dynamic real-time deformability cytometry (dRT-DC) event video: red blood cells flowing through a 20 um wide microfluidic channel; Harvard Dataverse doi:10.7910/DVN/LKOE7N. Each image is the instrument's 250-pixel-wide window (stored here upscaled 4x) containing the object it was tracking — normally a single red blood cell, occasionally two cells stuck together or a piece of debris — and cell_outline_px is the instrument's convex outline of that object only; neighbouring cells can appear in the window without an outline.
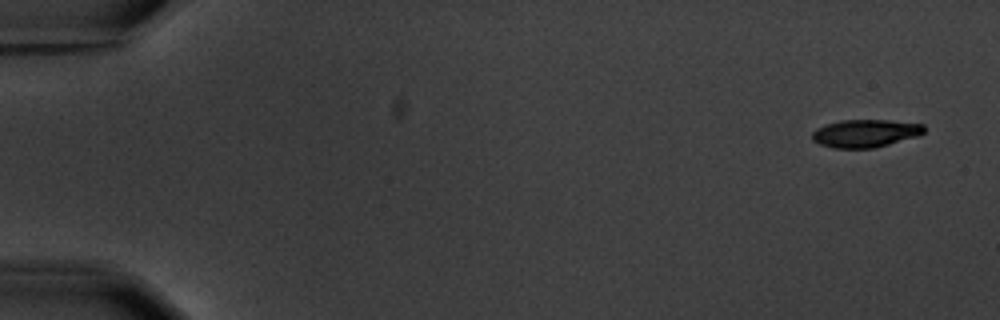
{"species": "common noctule bat (a hibernating species)", "species_latin": "Nyctalus noctula", "temperature_condition": "warm", "stored_images_in_passage": 5, "camera_frame_rate_fps": 3000, "um_per_image_px": 0.085, "animal": {"sex": "male", "body_mass_g": 20.1, "forearm_length_mm": 53.5}, "frame": {"image": 1, "passage_image": 1, "time_ms": 0.0, "image_size_px": [1000, 320], "cell_outline_px": [[924, 132], [916, 136], [888, 144], [872, 148], [832, 148], [820, 144], [812, 140], [812, 132], [816, 128], [840, 120], [888, 120], [924, 124]], "centroid_in_image_um": [73.52, 11.33], "position_along_channel_um": 11.5, "area_um2": 17.98}}
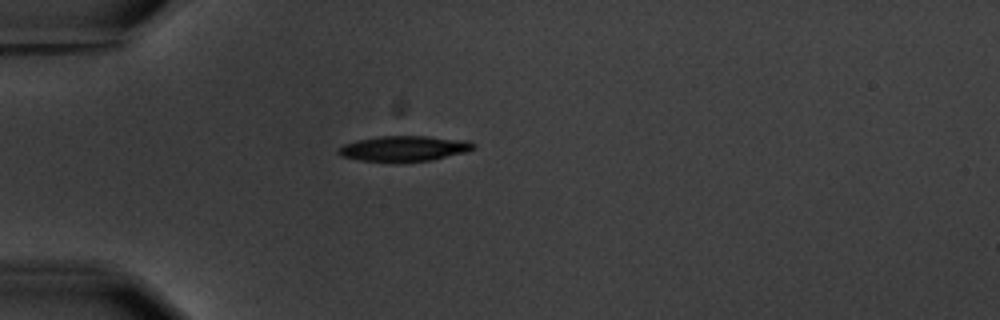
{"frame": {"image": 2, "passage_image": 5, "time_ms": 4.667, "image_size_px": [1000, 320], "cell_outline_px": [[476, 148], [468, 152], [432, 160], [396, 164], [392, 164], [360, 160], [340, 156], [336, 152], [344, 144], [360, 140], [380, 136], [428, 136], [472, 140], [476, 144]], "centroid_in_image_um": [34.42, 12.65], "position_along_channel_um": 50.6, "area_um2": 20.81}}